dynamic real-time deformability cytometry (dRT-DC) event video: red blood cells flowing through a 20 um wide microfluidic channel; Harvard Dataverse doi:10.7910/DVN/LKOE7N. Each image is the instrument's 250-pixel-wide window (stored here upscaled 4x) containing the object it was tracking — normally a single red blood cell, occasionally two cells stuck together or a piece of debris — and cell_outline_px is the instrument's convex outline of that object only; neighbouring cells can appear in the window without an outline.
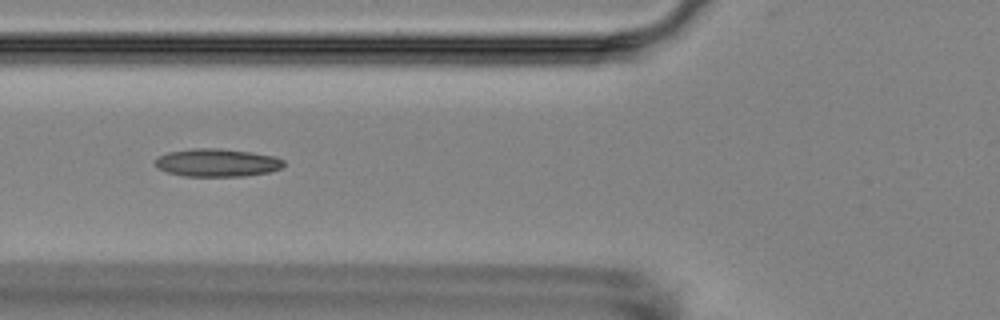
{"species": "Egyptian fruit bat (a non-hibernating species)", "species_latin": "Rousettus aegyptiacus", "temperature_condition": "room temperature", "stored_images_in_passage": 9, "camera_frame_rate_fps": 3000, "um_per_image_px": 0.085, "animal": {"sex": "female"}, "frame": {"image": 1, "passage_image": 7, "time_ms": 7.0, "image_size_px": [1000, 320], "cell_outline_px": [[284, 164], [280, 168], [268, 172], [244, 176], [184, 176], [168, 172], [156, 168], [152, 164], [160, 156], [168, 152], [192, 148], [220, 148], [248, 152], [272, 156], [284, 160]], "centroid_in_image_um": [18.39, 13.83], "position_along_channel_um": 107.4, "area_um2": 20.81}}
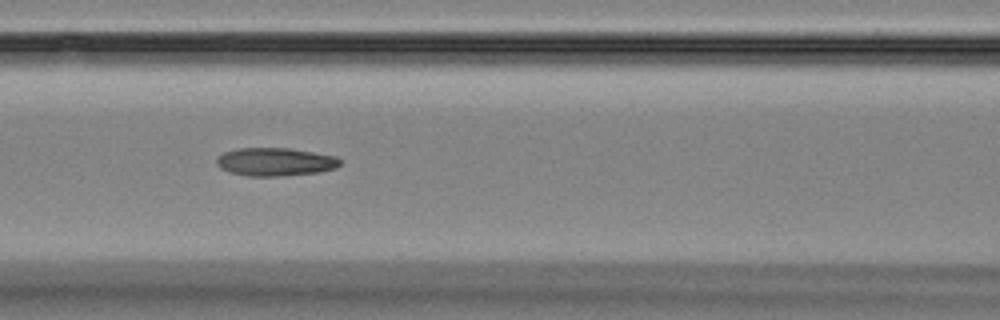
{"frame": {"image": 2, "passage_image": 8, "time_ms": 8.0, "image_size_px": [1000, 320], "cell_outline_px": [[340, 164], [336, 168], [320, 172], [284, 176], [248, 176], [228, 172], [220, 168], [216, 164], [216, 160], [224, 152], [240, 148], [288, 148], [336, 156], [340, 160]], "centroid_in_image_um": [23.39, 13.77], "position_along_channel_um": 143.2, "area_um2": 20.29}}
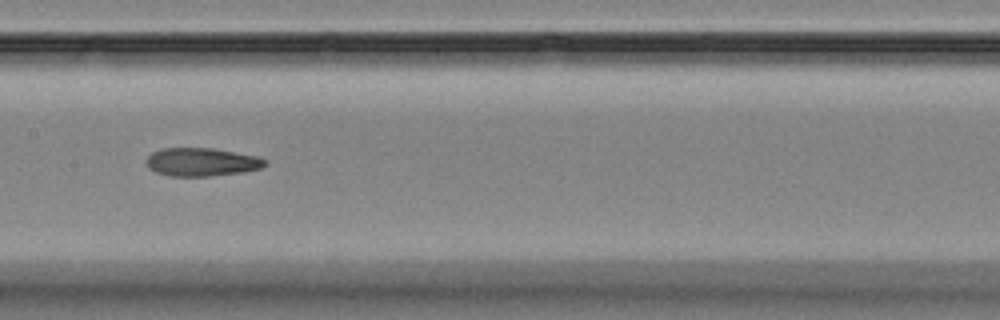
{"frame": {"image": 3, "passage_image": 9, "time_ms": 9.333, "image_size_px": [1000, 320], "cell_outline_px": [[268, 164], [260, 168], [244, 172], [208, 176], [172, 176], [156, 172], [148, 168], [144, 160], [152, 152], [160, 148], [212, 148], [260, 156]], "centroid_in_image_um": [17.12, 13.76], "position_along_channel_um": 190.3, "area_um2": 19.71}}